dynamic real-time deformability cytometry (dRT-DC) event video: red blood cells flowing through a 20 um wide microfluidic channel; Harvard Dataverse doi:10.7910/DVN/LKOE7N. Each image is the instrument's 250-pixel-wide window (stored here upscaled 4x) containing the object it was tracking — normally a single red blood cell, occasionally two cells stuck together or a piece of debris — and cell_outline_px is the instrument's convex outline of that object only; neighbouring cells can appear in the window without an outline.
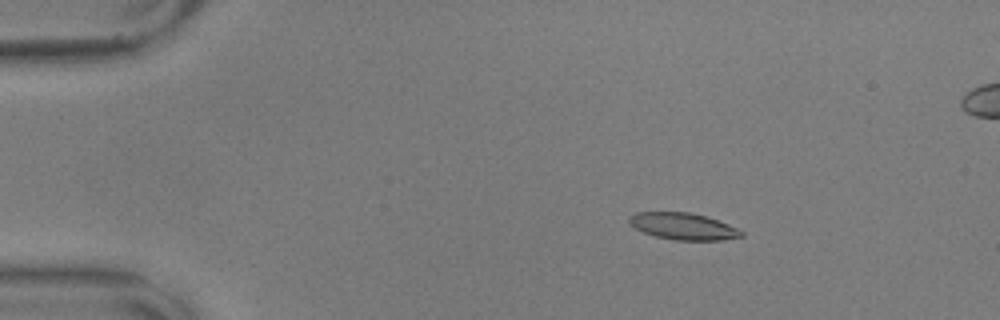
{"species": "common noctule bat (a hibernating species)", "species_latin": "Nyctalus noctula", "temperature_condition": "warm", "stored_images_in_passage": 36, "camera_frame_rate_fps": 3000, "um_per_image_px": 0.085, "animal": {"sex": "male", "body_mass_g": 17.9, "forearm_length_mm": 54.2}, "frame": {"image": 1, "passage_image": 10, "time_ms": 3.0, "image_size_px": [1000, 320], "cell_outline_px": [[744, 236], [724, 240], [676, 240], [656, 236], [644, 232], [636, 228], [628, 220], [628, 216], [636, 212], [688, 212], [704, 216], [728, 224], [744, 232]], "centroid_in_image_um": [58.08, 19.23], "position_along_channel_um": 26.9, "area_um2": 17.28}}
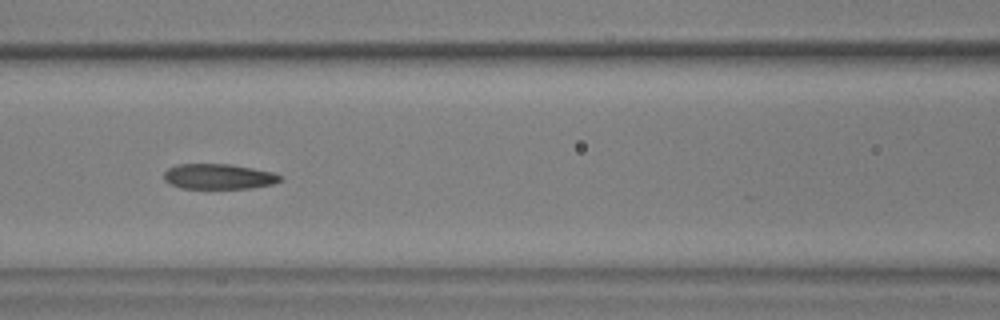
{"frame": {"image": 2, "passage_image": 26, "time_ms": 8.333, "image_size_px": [1000, 320], "cell_outline_px": [[280, 180], [272, 184], [248, 188], [180, 188], [168, 184], [164, 180], [164, 172], [168, 168], [176, 164], [232, 164], [272, 172], [280, 176]], "centroid_in_image_um": [18.51, 15.0], "position_along_channel_um": 148.1, "area_um2": 17.05}}
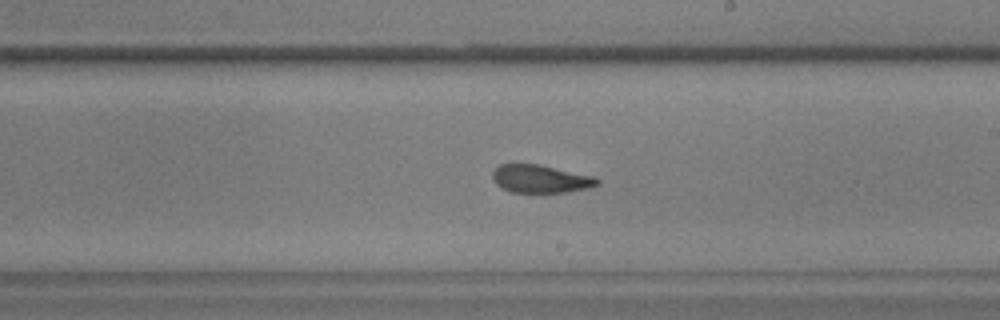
{"frame": {"image": 3, "passage_image": 34, "time_ms": 11.0, "image_size_px": [1000, 320], "cell_outline_px": [[600, 184], [588, 188], [564, 192], [512, 192], [500, 188], [492, 180], [492, 172], [500, 164], [540, 164], [596, 176], [600, 180]], "centroid_in_image_um": [45.96, 15.19], "position_along_channel_um": 243.0, "area_um2": 17.28}}